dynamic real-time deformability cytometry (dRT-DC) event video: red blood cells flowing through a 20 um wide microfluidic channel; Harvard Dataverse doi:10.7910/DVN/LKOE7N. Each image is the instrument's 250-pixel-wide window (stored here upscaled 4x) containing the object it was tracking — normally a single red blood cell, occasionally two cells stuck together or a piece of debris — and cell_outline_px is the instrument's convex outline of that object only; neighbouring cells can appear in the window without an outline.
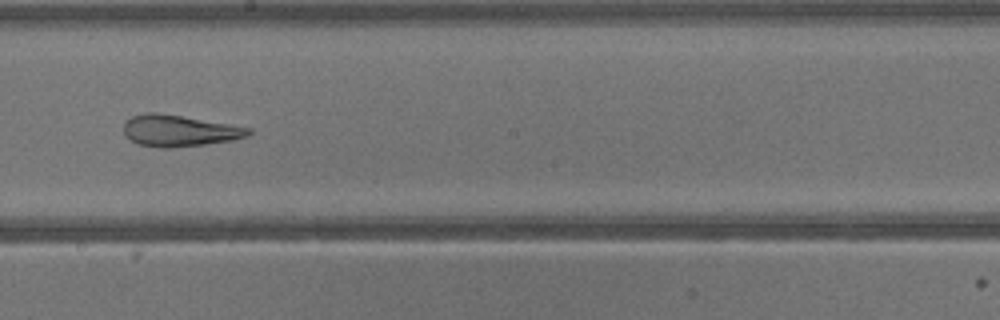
{"species": "common noctule bat (a hibernating species)", "species_latin": "Nyctalus noctula", "temperature_condition": "warm", "stored_images_in_passage": 40, "camera_frame_rate_fps": 3000, "um_per_image_px": 0.085, "animal": {"sex": "male", "body_mass_g": 13.3}, "frame": {"image": 1, "passage_image": 23, "time_ms": 7.333, "image_size_px": [1000, 320], "cell_outline_px": [[252, 132], [248, 136], [232, 140], [204, 144], [168, 148], [160, 148], [140, 144], [128, 140], [124, 136], [124, 120], [132, 116], [144, 112], [156, 112], [252, 128]], "centroid_in_image_um": [15.18, 11.11], "position_along_channel_um": 233.0, "area_um2": 22.83}}
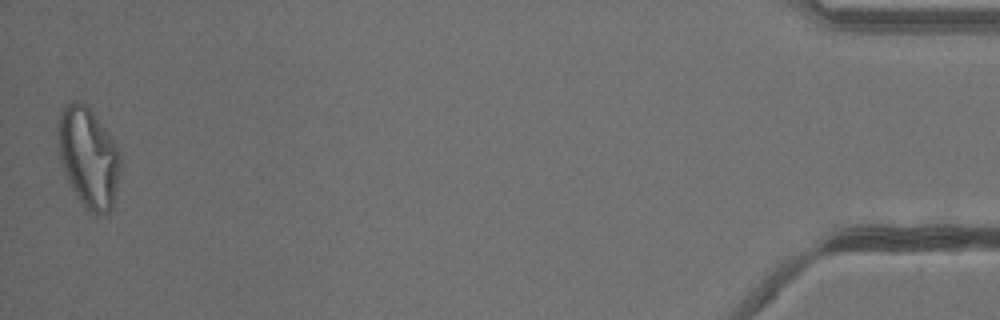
{"frame": {"image": 2, "passage_image": 40, "time_ms": 13.0, "image_size_px": [1000, 320], "cell_outline_px": [[120, 164], [112, 208], [108, 212], [96, 216], [76, 196], [64, 172], [56, 152], [56, 128], [60, 112], [72, 100], [80, 100], [92, 112], [108, 132], [116, 144], [120, 152]], "centroid_in_image_um": [7.46, 13.34], "position_along_channel_um": 427.7, "area_um2": 36.47}}